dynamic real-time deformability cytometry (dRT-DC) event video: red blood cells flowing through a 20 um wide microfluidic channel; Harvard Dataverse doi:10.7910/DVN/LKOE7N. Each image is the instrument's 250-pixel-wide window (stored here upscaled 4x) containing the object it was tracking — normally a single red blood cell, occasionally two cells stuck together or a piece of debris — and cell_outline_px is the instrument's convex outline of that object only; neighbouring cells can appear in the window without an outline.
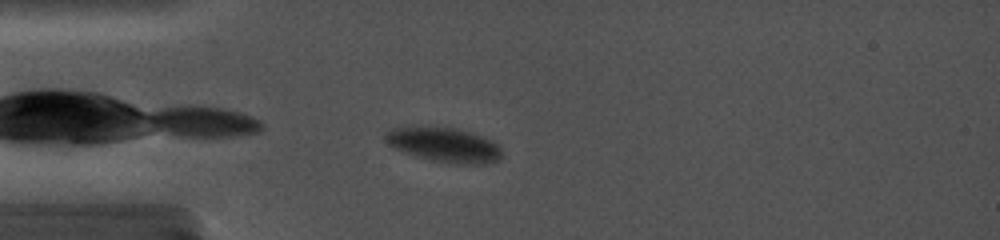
{"species": "common noctule bat (a hibernating species)", "species_latin": "Nyctalus noctula", "temperature_condition": "cold", "stored_images_in_passage": 2, "camera_frame_rate_fps": 5000, "um_per_image_px": 0.085, "animal": {"sex": "female", "body_mass_g": 19.0, "forearm_length_mm": 56.7}, "frame": {"image": 1, "passage_image": 1, "time_ms": 0.0, "image_size_px": [1000, 240], "cell_outline_px": [[372, 164], [360, 172], [292, 160], [272, 156], [268, 152], [272, 148], [288, 144], [360, 152], [368, 156]], "centroid_in_image_um": [27.49, 13.33], "position_along_channel_um": 57.5, "area_um2": 11.68}}